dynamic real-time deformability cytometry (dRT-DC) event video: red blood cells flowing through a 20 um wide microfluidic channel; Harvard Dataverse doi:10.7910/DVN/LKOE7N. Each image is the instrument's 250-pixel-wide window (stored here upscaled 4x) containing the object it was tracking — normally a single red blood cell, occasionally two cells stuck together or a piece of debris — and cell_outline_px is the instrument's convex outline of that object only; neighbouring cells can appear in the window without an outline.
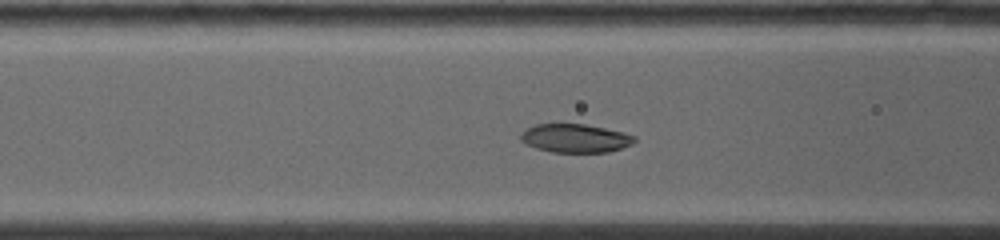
{"species": "common noctule bat (a hibernating species)", "species_latin": "Nyctalus noctula", "temperature_condition": "warm", "stored_images_in_passage": 25, "camera_frame_rate_fps": 5000, "um_per_image_px": 0.085, "animal": {"sex": "female", "body_mass_g": 19.0, "forearm_length_mm": 53.3}, "frame": {"image": 1, "passage_image": 6, "time_ms": 2.2, "image_size_px": [1000, 240], "cell_outline_px": [[636, 140], [632, 144], [608, 152], [552, 152], [536, 148], [524, 144], [520, 140], [520, 136], [528, 128], [536, 124], [584, 124], [604, 128], [636, 136]], "centroid_in_image_um": [48.88, 11.76], "position_along_channel_um": 117.7, "area_um2": 18.73}}
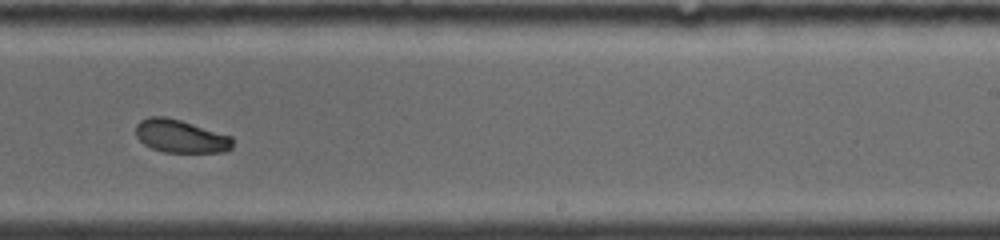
{"frame": {"image": 2, "passage_image": 15, "time_ms": 6.2, "image_size_px": [1000, 240], "cell_outline_px": [[232, 148], [228, 152], [164, 152], [152, 148], [144, 144], [136, 136], [136, 124], [140, 120], [148, 116], [164, 116], [180, 120], [232, 136]], "centroid_in_image_um": [15.35, 11.58], "position_along_channel_um": 273.7, "area_um2": 18.67}}
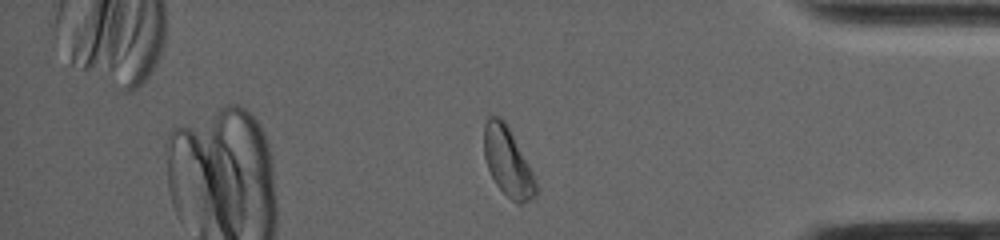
{"frame": {"image": 3, "passage_image": 23, "time_ms": 9.8, "image_size_px": [1000, 240], "cell_outline_px": [[540, 192], [536, 196], [520, 204], [516, 204], [496, 184], [488, 168], [484, 156], [484, 124], [488, 116], [496, 116], [504, 120], [528, 164], [532, 172]], "centroid_in_image_um": [43.16, 13.78], "position_along_channel_um": 392.0, "area_um2": 20.52}, "authors_computed_cell_mechanics": {"area_um2": 19.0162, "velocity_mm_per_s": 3.9151, "shape_relaxation_time_tau1_ms": 9.4001, "shape_relaxation_time_tau2_ms": null, "deformation_change_tau1": 0.1553, "deformation_change_tau2": null}}